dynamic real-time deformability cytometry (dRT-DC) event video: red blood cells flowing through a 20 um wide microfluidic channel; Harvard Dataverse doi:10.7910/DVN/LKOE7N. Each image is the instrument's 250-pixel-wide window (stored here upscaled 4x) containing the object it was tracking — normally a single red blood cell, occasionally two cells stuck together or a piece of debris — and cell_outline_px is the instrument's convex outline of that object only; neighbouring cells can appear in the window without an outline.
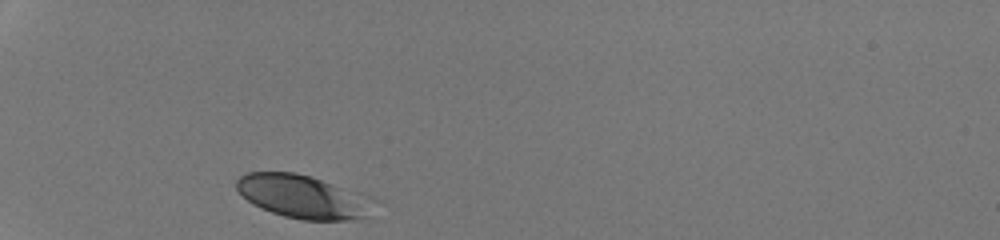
{"species": "human", "species_latin": "Homo sapiens", "temperature_condition": "room temperature", "stored_images_in_passage": 28, "camera_frame_rate_fps": 3000, "um_per_image_px": 0.085, "donor": {"sex": "male"}, "frame": {"image": 1, "passage_image": 1, "time_ms": 0.0, "image_size_px": [1000, 240], "cell_outline_px": [[360, 216], [352, 220], [304, 220], [284, 216], [260, 208], [252, 204], [236, 188], [236, 180], [240, 176], [248, 172], [296, 172], [312, 176], [332, 184], [340, 188]], "centroid_in_image_um": [25.17, 16.66], "position_along_channel_um": 59.8, "area_um2": 30.81}}
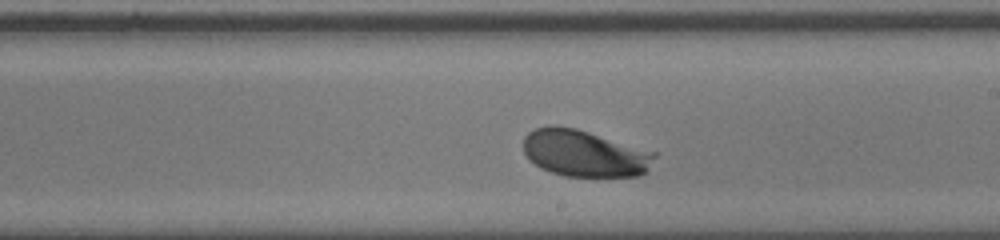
{"frame": {"image": 2, "passage_image": 16, "time_ms": 5.0, "image_size_px": [1000, 240], "cell_outline_px": [[660, 152], [648, 172], [640, 176], [564, 176], [540, 168], [524, 152], [524, 136], [528, 132], [536, 128], [548, 124], [556, 124], [576, 128]], "centroid_in_image_um": [49.76, 13.01], "position_along_channel_um": 239.2, "area_um2": 36.41}}
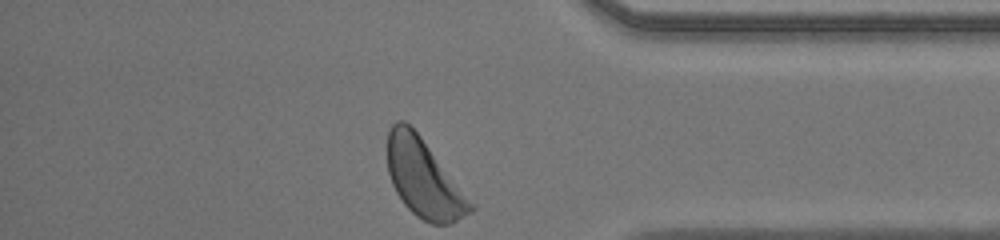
{"frame": {"image": 3, "passage_image": 28, "time_ms": 9.0, "image_size_px": [1000, 240], "cell_outline_px": [[476, 208], [452, 224], [432, 224], [416, 216], [404, 204], [396, 192], [392, 184], [388, 172], [388, 132], [392, 124], [396, 120], [404, 120], [420, 136], [476, 204]], "centroid_in_image_um": [36.05, 15.19], "position_along_channel_um": 399.1, "area_um2": 37.74}, "authors_computed_cell_mechanics": {"area_um2": 35.1135, "velocity_mm_per_s": 4.1991, "shape_relaxation_time_tau1_ms": 1.0529, "shape_relaxation_time_tau2_ms": null, "deformation_change_tau1": 0.0869, "deformation_change_tau2": null}}